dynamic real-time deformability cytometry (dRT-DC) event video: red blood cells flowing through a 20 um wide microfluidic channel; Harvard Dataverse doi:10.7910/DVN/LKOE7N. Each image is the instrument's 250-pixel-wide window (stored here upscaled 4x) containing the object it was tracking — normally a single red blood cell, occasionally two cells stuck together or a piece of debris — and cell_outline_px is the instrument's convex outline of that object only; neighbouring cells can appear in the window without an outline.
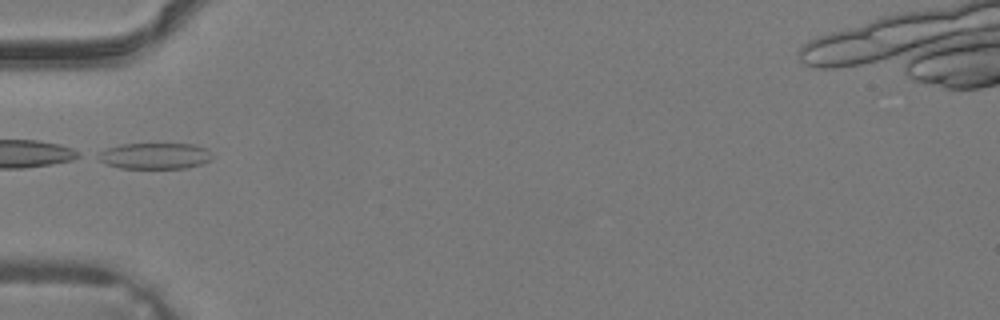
{"species": "common noctule bat (a hibernating species)", "species_latin": "Nyctalus noctula", "temperature_condition": "warm", "stored_images_in_passage": 24, "camera_frame_rate_fps": 3000, "um_per_image_px": 0.085, "animal": {"sex": "male", "body_mass_g": 19.2, "forearm_length_mm": 51.8}, "frame": {"image": 1, "passage_image": 1, "time_ms": 0.0, "image_size_px": [1000, 320], "cell_outline_px": [[212, 156], [208, 160], [200, 164], [184, 168], [120, 168], [108, 164], [92, 156], [108, 148], [120, 144], [192, 144], [208, 148]], "centroid_in_image_um": [13.13, 13.24], "position_along_channel_um": 71.9, "area_um2": 17.28}}
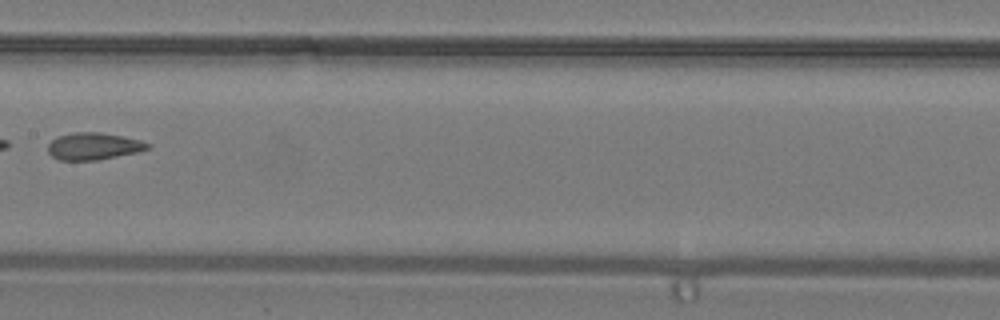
{"frame": {"image": 2, "passage_image": 8, "time_ms": 2.333, "image_size_px": [1000, 320], "cell_outline_px": [[152, 148], [140, 152], [96, 160], [60, 160], [52, 156], [48, 152], [48, 144], [56, 136], [76, 132], [100, 132], [140, 140], [152, 144]], "centroid_in_image_um": [7.98, 12.43], "position_along_channel_um": 199.4, "area_um2": 15.84}}